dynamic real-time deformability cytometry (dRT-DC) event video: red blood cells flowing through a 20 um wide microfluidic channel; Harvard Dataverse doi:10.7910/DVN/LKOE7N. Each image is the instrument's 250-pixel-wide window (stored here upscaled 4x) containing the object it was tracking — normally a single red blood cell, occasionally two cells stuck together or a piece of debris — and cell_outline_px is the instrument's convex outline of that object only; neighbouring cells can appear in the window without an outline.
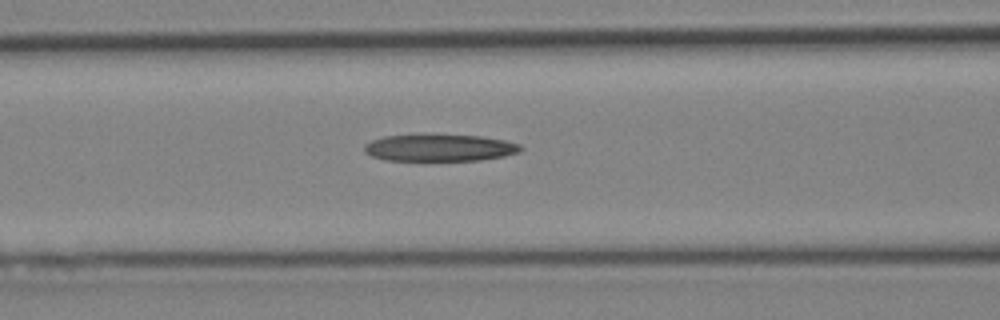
{"species": "Egyptian fruit bat (a non-hibernating species)", "species_latin": "Rousettus aegyptiacus", "temperature_condition": "cold", "stored_images_in_passage": 5, "camera_frame_rate_fps": 3000, "um_per_image_px": 0.085, "animal": {"sex": "female"}, "frame": {"image": 1, "passage_image": 5, "time_ms": 1.333, "image_size_px": [1000, 320], "cell_outline_px": [[524, 148], [520, 152], [504, 156], [480, 160], [384, 160], [372, 156], [364, 152], [364, 144], [372, 140], [384, 136], [480, 136], [504, 140], [520, 144]], "centroid_in_image_um": [37.39, 12.58], "position_along_channel_um": 129.2, "area_um2": 24.04}}